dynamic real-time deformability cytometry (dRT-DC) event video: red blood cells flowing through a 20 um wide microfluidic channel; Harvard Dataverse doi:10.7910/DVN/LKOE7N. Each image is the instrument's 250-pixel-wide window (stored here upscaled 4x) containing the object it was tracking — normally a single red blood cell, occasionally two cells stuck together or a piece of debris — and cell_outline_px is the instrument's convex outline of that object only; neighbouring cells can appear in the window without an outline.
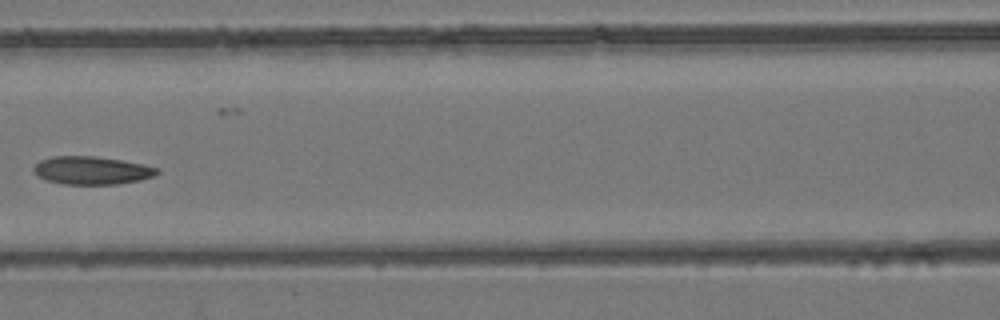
{"species": "common noctule bat (a hibernating species)", "species_latin": "Nyctalus noctula", "temperature_condition": "room temperature", "stored_images_in_passage": 9, "camera_frame_rate_fps": 3000, "um_per_image_px": 0.085, "animal": {"sex": "female", "body_mass_g": 24.6, "forearm_length_mm": 56.2}, "frame": {"image": 1, "passage_image": 8, "time_ms": 2.333, "image_size_px": [1000, 320], "cell_outline_px": [[160, 172], [152, 176], [140, 180], [120, 184], [64, 184], [48, 180], [36, 176], [32, 172], [32, 168], [40, 160], [52, 156], [96, 156], [120, 160], [160, 168]], "centroid_in_image_um": [7.77, 14.48], "position_along_channel_um": 158.8, "area_um2": 20.17}}
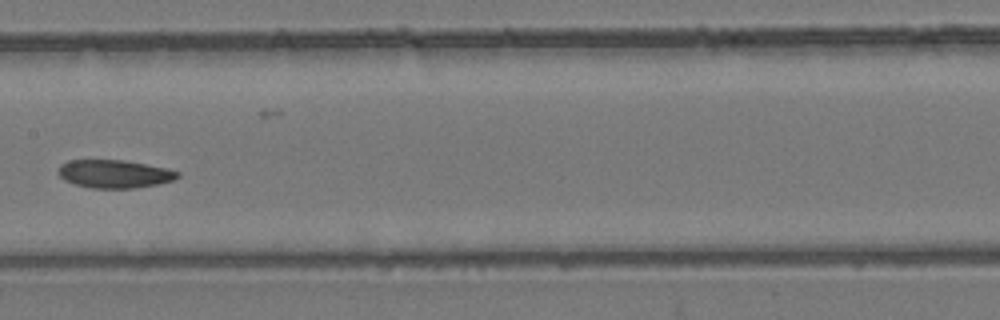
{"frame": {"image": 2, "passage_image": 9, "time_ms": 2.667, "image_size_px": [1000, 320], "cell_outline_px": [[180, 176], [172, 180], [156, 184], [132, 188], [92, 188], [76, 184], [64, 180], [56, 172], [60, 164], [68, 160], [124, 160], [168, 168], [180, 172]], "centroid_in_image_um": [9.7, 14.77], "position_along_channel_um": 197.7, "area_um2": 19.54}}